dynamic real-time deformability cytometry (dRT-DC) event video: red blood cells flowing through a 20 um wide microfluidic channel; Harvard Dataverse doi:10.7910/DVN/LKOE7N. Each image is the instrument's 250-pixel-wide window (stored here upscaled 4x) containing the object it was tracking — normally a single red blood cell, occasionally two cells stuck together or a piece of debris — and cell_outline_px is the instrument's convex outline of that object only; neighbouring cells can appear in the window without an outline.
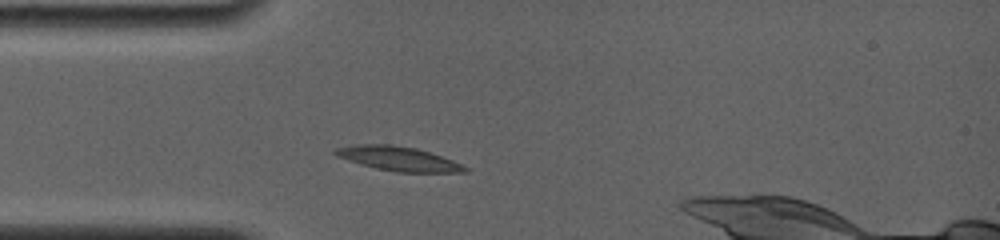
{"species": "common noctule bat (a hibernating species)", "species_latin": "Nyctalus noctula", "temperature_condition": "room temperature", "stored_images_in_passage": 3, "camera_frame_rate_fps": 4000, "um_per_image_px": 0.085, "animal": {"sex": "female", "body_mass_g": 19.0, "forearm_length_mm": 56.7}, "frame": {"image": 1, "passage_image": 3, "time_ms": 1.5, "image_size_px": [1000, 240], "cell_outline_px": [[468, 172], [396, 172], [376, 168], [360, 164], [336, 156], [332, 152], [336, 148], [356, 144], [392, 144], [416, 148], [452, 160], [468, 168]], "centroid_in_image_um": [33.82, 13.48], "position_along_channel_um": 51.2, "area_um2": 18.21}}